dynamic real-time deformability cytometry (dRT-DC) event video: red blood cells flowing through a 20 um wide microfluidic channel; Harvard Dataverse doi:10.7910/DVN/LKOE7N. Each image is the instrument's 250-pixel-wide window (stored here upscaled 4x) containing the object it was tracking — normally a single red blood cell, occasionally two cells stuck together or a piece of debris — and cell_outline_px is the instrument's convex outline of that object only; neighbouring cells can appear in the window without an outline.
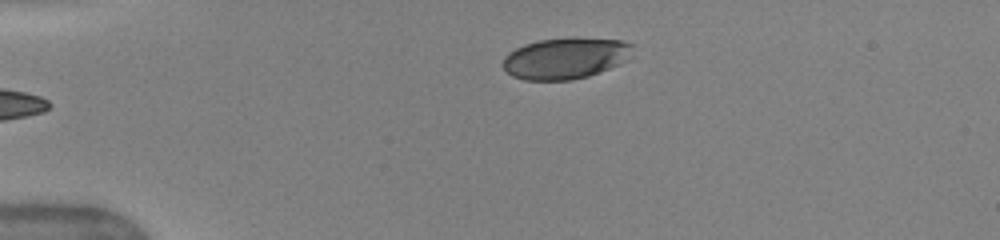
{"species": "human", "species_latin": "Homo sapiens", "temperature_condition": "warm", "stored_images_in_passage": 33, "camera_frame_rate_fps": 3000, "um_per_image_px": 0.085, "donor": {"sex": "female"}, "frame": {"image": 1, "passage_image": 1, "time_ms": 0.0, "image_size_px": [1000, 240], "cell_outline_px": [[636, 44], [628, 60], [588, 76], [572, 80], [524, 80], [512, 76], [504, 68], [504, 56], [508, 52], [524, 44], [540, 40], [624, 40]], "centroid_in_image_um": [48.07, 4.98], "position_along_channel_um": 36.9, "area_um2": 30.46}}
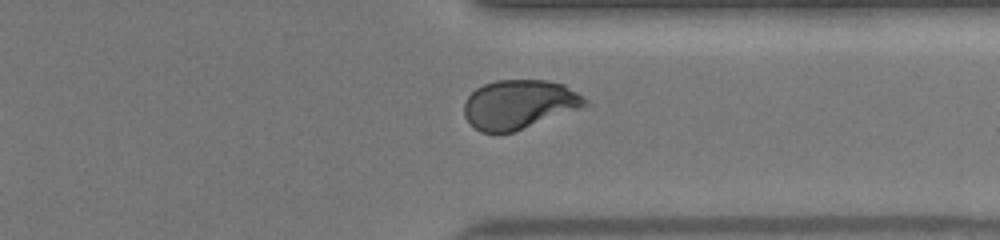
{"frame": {"image": 2, "passage_image": 29, "time_ms": 9.333, "image_size_px": [1000, 240], "cell_outline_px": [[592, 104], [512, 132], [480, 132], [464, 116], [464, 104], [468, 96], [476, 88], [484, 84], [496, 80], [548, 80], [564, 84], [584, 96]], "centroid_in_image_um": [44.15, 8.85], "position_along_channel_um": 367.2, "area_um2": 34.45}}
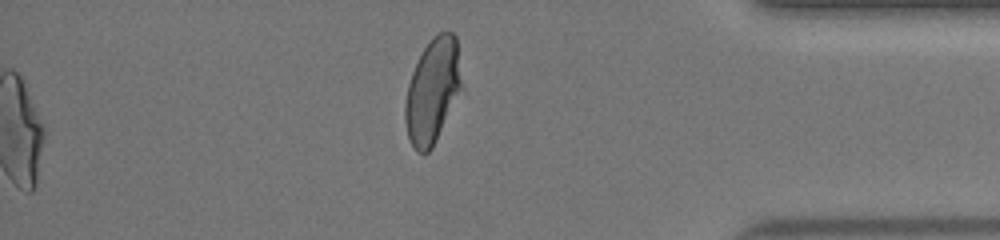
{"frame": {"image": 3, "passage_image": 33, "time_ms": 10.667, "image_size_px": [1000, 240], "cell_outline_px": [[460, 88], [432, 148], [428, 152], [416, 152], [408, 136], [404, 120], [404, 104], [408, 84], [412, 72], [424, 48], [432, 36], [436, 32], [452, 32], [456, 36], [460, 80]], "centroid_in_image_um": [36.71, 7.7], "position_along_channel_um": 398.5, "area_um2": 33.47}, "authors_computed_cell_mechanics": {"area_um2": 34.6222, "velocity_mm_per_s": 4.0678, "shape_relaxation_time_tau1_ms": 3.6594, "shape_relaxation_time_tau2_ms": null, "deformation_change_tau1": 0.1713, "deformation_change_tau2": null}}